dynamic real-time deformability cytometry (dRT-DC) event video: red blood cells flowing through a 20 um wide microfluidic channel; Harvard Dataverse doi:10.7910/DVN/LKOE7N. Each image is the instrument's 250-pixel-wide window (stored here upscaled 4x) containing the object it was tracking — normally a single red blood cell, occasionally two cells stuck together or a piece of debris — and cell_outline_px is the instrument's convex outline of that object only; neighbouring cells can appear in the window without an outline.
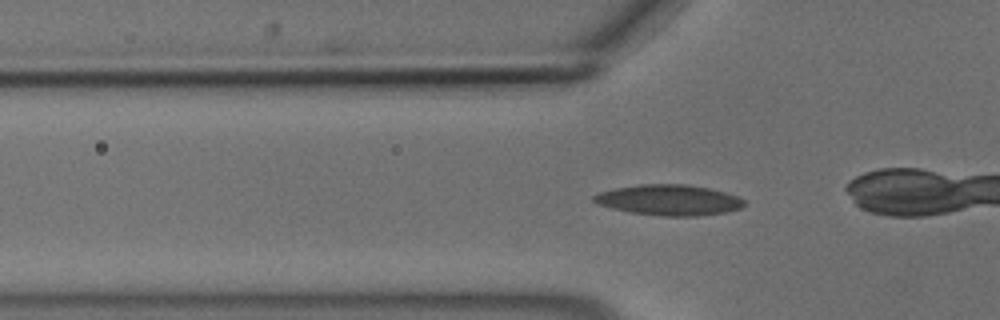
{"species": "common noctule bat (a hibernating species)", "species_latin": "Nyctalus noctula", "temperature_condition": "cold", "stored_images_in_passage": 33, "camera_frame_rate_fps": 3000, "um_per_image_px": 0.085, "animal": {"sex": "male", "body_mass_g": 18.8}, "frame": {"image": 1, "passage_image": 7, "time_ms": 2.0, "image_size_px": [1000, 320], "cell_outline_px": [[744, 204], [740, 208], [724, 212], [696, 216], [664, 216], [628, 212], [596, 204], [592, 200], [592, 196], [600, 192], [616, 188], [640, 184], [684, 184], [708, 188], [724, 192], [736, 196], [744, 200]], "centroid_in_image_um": [56.81, 17.0], "position_along_channel_um": 69.0, "area_um2": 26.65}}
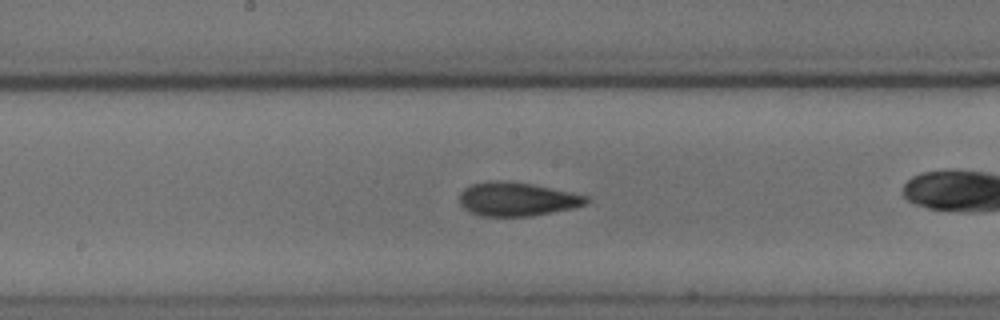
{"frame": {"image": 2, "passage_image": 18, "time_ms": 5.667, "image_size_px": [1000, 320], "cell_outline_px": [[588, 204], [572, 208], [532, 216], [480, 216], [464, 208], [460, 204], [460, 192], [464, 188], [472, 184], [488, 180], [512, 180], [572, 192], [588, 196]], "centroid_in_image_um": [43.94, 16.91], "position_along_channel_um": 204.3, "area_um2": 25.14}}
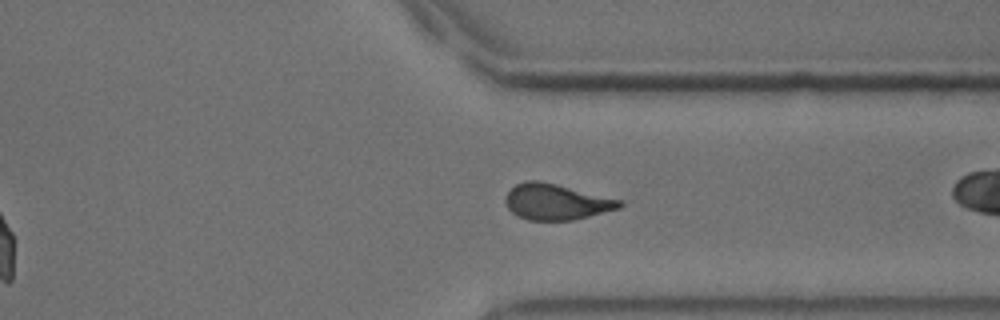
{"frame": {"image": 3, "passage_image": 31, "time_ms": 10.0, "image_size_px": [1000, 320], "cell_outline_px": [[624, 204], [620, 208], [572, 220], [528, 220], [516, 216], [508, 208], [504, 200], [508, 192], [516, 184], [528, 180], [540, 180], [620, 200]], "centroid_in_image_um": [47.24, 17.16], "position_along_channel_um": 364.2, "area_um2": 23.58}}